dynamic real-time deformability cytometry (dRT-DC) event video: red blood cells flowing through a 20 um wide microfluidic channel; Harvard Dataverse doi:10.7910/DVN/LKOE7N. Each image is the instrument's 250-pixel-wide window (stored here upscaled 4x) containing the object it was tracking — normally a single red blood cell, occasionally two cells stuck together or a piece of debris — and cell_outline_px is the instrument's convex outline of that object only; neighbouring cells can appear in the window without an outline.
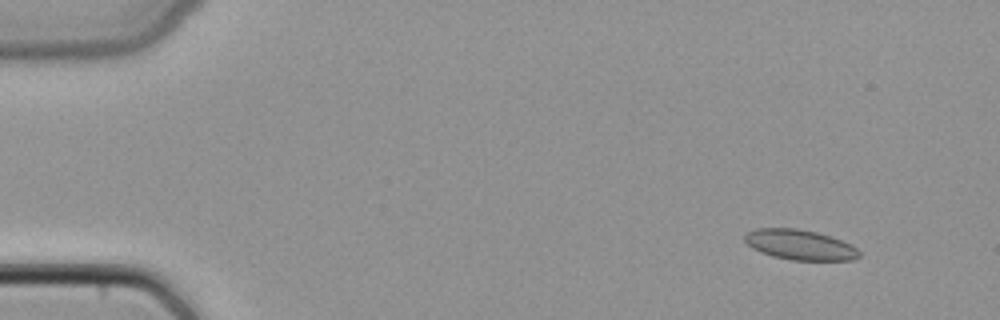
{"species": "common noctule bat (a hibernating species)", "species_latin": "Nyctalus noctula", "temperature_condition": "cold", "stored_images_in_passage": 45, "camera_frame_rate_fps": 3000, "um_per_image_px": 0.085, "animal": {"sex": "female", "body_mass_g": 22.7, "forearm_length_mm": 54.2}, "frame": {"image": 1, "passage_image": 1, "time_ms": 0.0, "image_size_px": [1000, 320], "cell_outline_px": [[860, 256], [852, 260], [792, 260], [772, 256], [760, 252], [752, 248], [744, 240], [744, 236], [748, 232], [756, 228], [796, 228], [816, 232], [832, 236], [852, 244], [860, 252]], "centroid_in_image_um": [68.0, 20.8], "position_along_channel_um": 17.0, "area_um2": 20.23}}
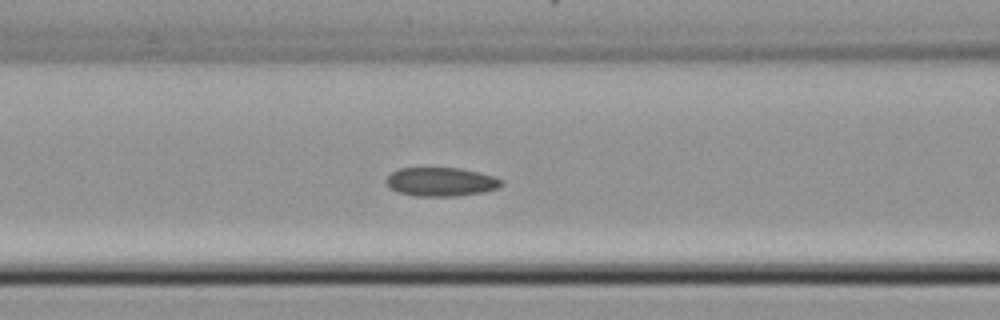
{"frame": {"image": 2, "passage_image": 17, "time_ms": 5.333, "image_size_px": [1000, 320], "cell_outline_px": [[504, 184], [500, 188], [484, 192], [456, 196], [416, 196], [400, 192], [392, 188], [384, 180], [392, 172], [400, 168], [460, 168], [480, 172], [496, 176], [504, 180]], "centroid_in_image_um": [37.57, 15.45], "position_along_channel_um": 129.0, "area_um2": 19.48}}
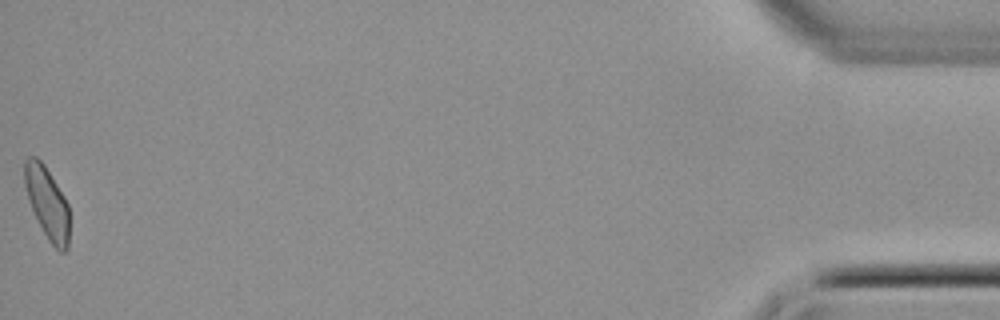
{"frame": {"image": 3, "passage_image": 45, "time_ms": 14.667, "image_size_px": [1000, 320], "cell_outline_px": [[68, 248], [64, 252], [60, 252], [48, 240], [32, 212], [28, 200], [24, 184], [24, 160], [28, 156], [36, 156], [44, 164], [64, 196], [68, 204]], "centroid_in_image_um": [3.98, 17.22], "position_along_channel_um": 431.2, "area_um2": 18.84}}